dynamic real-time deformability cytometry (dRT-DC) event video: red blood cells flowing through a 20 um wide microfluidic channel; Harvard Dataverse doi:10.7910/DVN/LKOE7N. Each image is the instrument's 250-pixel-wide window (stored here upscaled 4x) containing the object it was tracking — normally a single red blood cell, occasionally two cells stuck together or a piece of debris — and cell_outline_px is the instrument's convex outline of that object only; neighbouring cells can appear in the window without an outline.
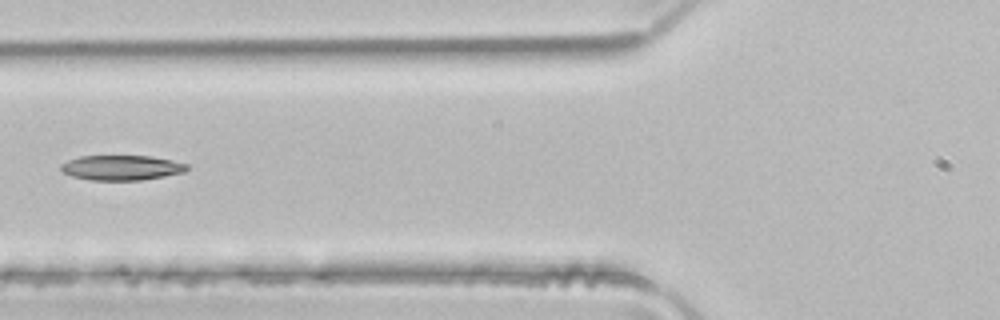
{"species": "common noctule bat (a hibernating species)", "species_latin": "Nyctalus noctula", "temperature_condition": "room temperature", "stored_images_in_passage": 5, "camera_frame_rate_fps": 3000, "um_per_image_px": 0.085, "animal": {"sex": "male", "body_mass_g": 21.5, "forearm_length_mm": 52.0}, "frame": {"image": 1, "passage_image": 5, "time_ms": 1.333, "image_size_px": [1000, 320], "cell_outline_px": [[192, 168], [184, 172], [164, 176], [140, 180], [88, 180], [72, 176], [64, 172], [60, 168], [60, 164], [68, 160], [80, 156], [152, 156], [172, 160], [188, 164]], "centroid_in_image_um": [10.36, 14.25], "position_along_channel_um": 115.4, "area_um2": 18.44}}